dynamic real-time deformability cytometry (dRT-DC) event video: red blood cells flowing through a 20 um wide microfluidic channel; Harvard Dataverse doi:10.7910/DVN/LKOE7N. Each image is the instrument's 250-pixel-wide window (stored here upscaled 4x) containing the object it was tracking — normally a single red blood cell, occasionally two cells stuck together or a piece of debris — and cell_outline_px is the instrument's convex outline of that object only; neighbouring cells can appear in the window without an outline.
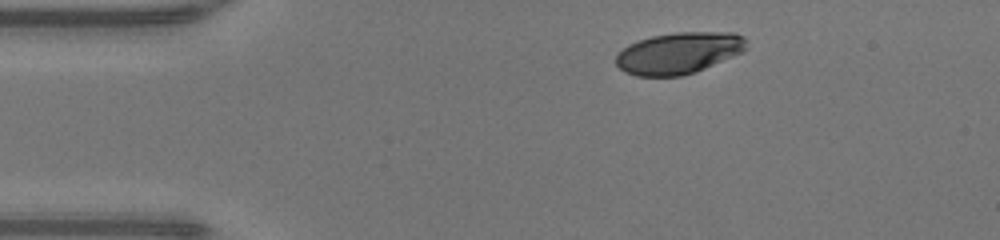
{"species": "human", "species_latin": "Homo sapiens", "temperature_condition": "warm", "stored_images_in_passage": 41, "camera_frame_rate_fps": 3000, "um_per_image_px": 0.085, "donor": {"sex": "male"}, "frame": {"image": 1, "passage_image": 1, "time_ms": 0.0, "image_size_px": [1000, 240], "cell_outline_px": [[748, 48], [744, 52], [696, 72], [680, 76], [636, 76], [624, 72], [616, 64], [616, 56], [628, 44], [652, 36], [676, 32], [732, 32], [744, 36], [748, 40]], "centroid_in_image_um": [57.75, 4.5], "position_along_channel_um": 27.2, "area_um2": 31.85}}
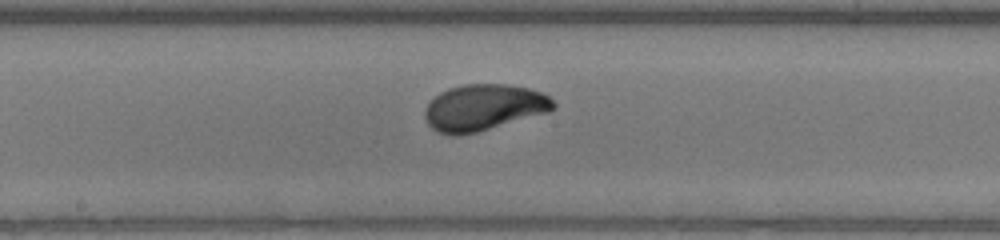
{"frame": {"image": 2, "passage_image": 18, "time_ms": 5.667, "image_size_px": [1000, 240], "cell_outline_px": [[556, 108], [548, 112], [476, 132], [456, 136], [436, 132], [428, 124], [424, 116], [424, 108], [440, 92], [448, 88], [464, 84], [508, 84], [528, 88], [540, 92], [548, 96], [556, 104]], "centroid_in_image_um": [41.09, 9.13], "position_along_channel_um": 207.1, "area_um2": 34.56}}
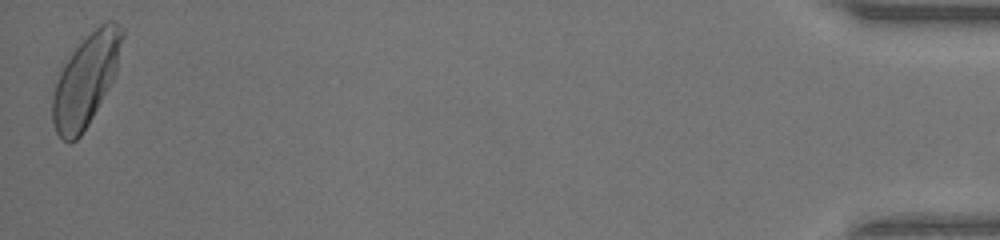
{"frame": {"image": 3, "passage_image": 41, "time_ms": 13.333, "image_size_px": [1000, 240], "cell_outline_px": [[124, 36], [116, 68], [112, 80], [108, 88], [88, 124], [80, 136], [76, 140], [68, 144], [56, 132], [52, 120], [52, 96], [60, 72], [64, 64], [72, 52], [104, 20], [112, 20], [124, 28]], "centroid_in_image_um": [7.3, 6.8], "position_along_channel_um": 427.9, "area_um2": 36.47}, "authors_computed_cell_mechanics": {"area_um2": 33.813, "velocity_mm_per_s": 4.2377, "shape_relaxation_time_tau1_ms": 2.284, "shape_relaxation_time_tau2_ms": null, "deformation_change_tau1": 0.1563, "deformation_change_tau2": null}}